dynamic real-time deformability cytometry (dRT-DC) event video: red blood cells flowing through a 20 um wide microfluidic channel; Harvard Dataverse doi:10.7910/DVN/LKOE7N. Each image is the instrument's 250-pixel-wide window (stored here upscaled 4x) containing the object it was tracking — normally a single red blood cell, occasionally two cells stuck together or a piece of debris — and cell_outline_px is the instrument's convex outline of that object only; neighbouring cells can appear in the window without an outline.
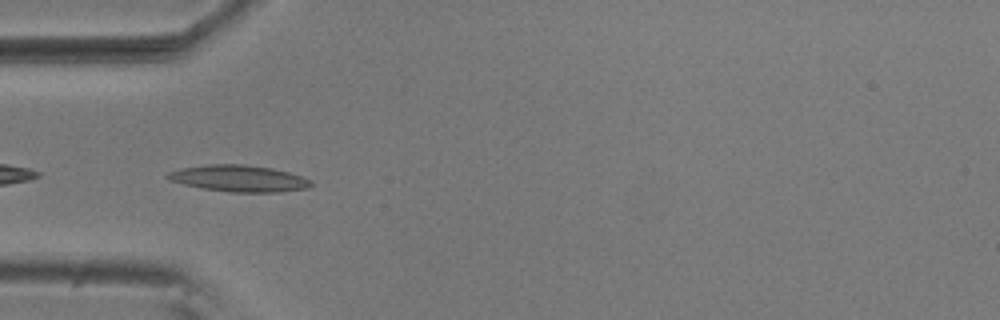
{"species": "common noctule bat (a hibernating species)", "species_latin": "Nyctalus noctula", "temperature_condition": "room temperature", "stored_images_in_passage": 39, "camera_frame_rate_fps": 3000, "um_per_image_px": 0.085, "animal": {"sex": "male", "body_mass_g": 20.5, "forearm_length_mm": 52.5}, "frame": {"image": 1, "passage_image": 2, "time_ms": 0.333, "image_size_px": [1000, 320], "cell_outline_px": [[312, 184], [308, 188], [280, 192], [232, 192], [204, 188], [184, 184], [168, 180], [164, 176], [168, 172], [180, 168], [208, 164], [244, 164], [272, 168], [288, 172], [300, 176], [308, 180]], "centroid_in_image_um": [20.26, 15.16], "position_along_channel_um": 64.7, "area_um2": 22.02}}
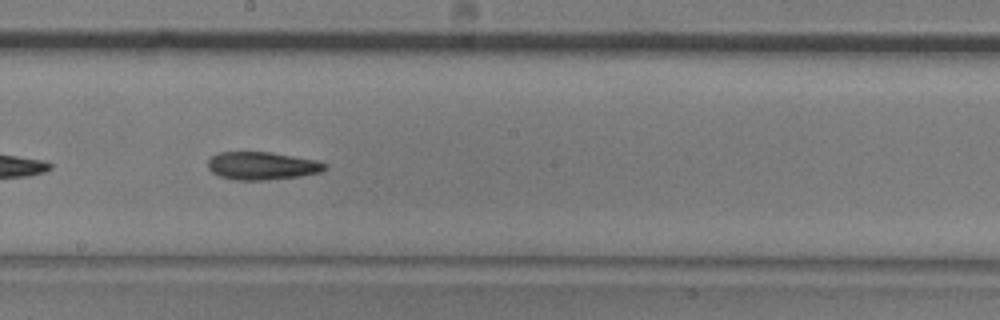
{"frame": {"image": 2, "passage_image": 15, "time_ms": 4.667, "image_size_px": [1000, 320], "cell_outline_px": [[328, 168], [320, 172], [300, 176], [268, 180], [236, 180], [220, 176], [212, 172], [208, 168], [208, 160], [216, 152], [272, 152], [316, 160], [328, 164]], "centroid_in_image_um": [22.29, 14.09], "position_along_channel_um": 225.9, "area_um2": 19.13}}
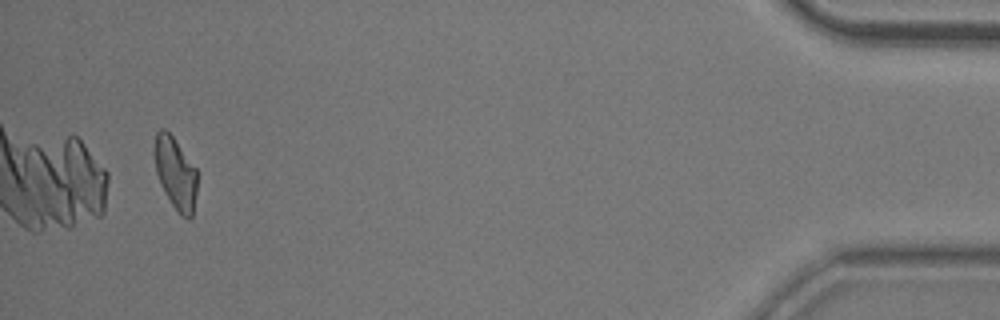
{"frame": {"image": 3, "passage_image": 37, "time_ms": 12.0, "image_size_px": [1000, 320], "cell_outline_px": [[196, 192], [192, 216], [188, 220], [180, 216], [172, 204], [160, 184], [156, 172], [152, 152], [156, 132], [160, 128], [164, 128], [172, 136], [196, 168]], "centroid_in_image_um": [14.88, 14.71], "position_along_channel_um": 420.3, "area_um2": 18.03}, "authors_computed_cell_mechanics": {"area_um2": 18.8428, "velocity_mm_per_s": 3.7137, "shape_relaxation_time_tau1_ms": 8.7577, "shape_relaxation_time_tau2_ms": null, "deformation_change_tau1": 0.2228, "deformation_change_tau2": null}}